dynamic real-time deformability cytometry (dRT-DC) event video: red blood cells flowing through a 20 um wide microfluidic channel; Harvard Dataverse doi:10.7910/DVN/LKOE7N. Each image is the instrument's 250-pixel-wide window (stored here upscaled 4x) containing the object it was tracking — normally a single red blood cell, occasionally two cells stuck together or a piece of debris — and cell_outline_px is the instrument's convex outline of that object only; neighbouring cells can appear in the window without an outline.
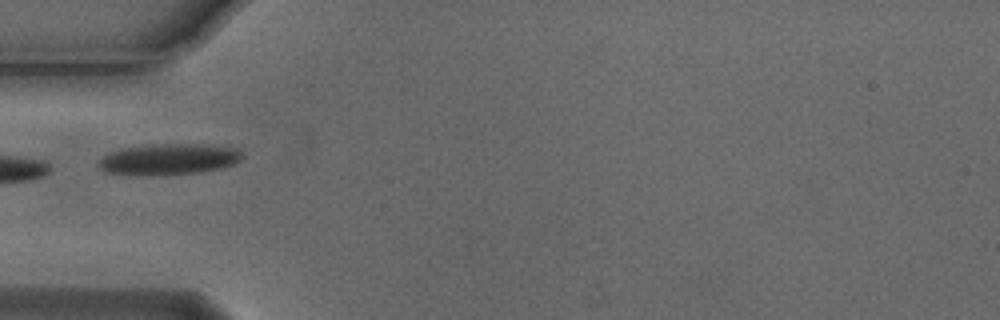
{"species": "Egyptian fruit bat (a non-hibernating species)", "species_latin": "Rousettus aegyptiacus", "temperature_condition": "cold", "stored_images_in_passage": 27, "camera_frame_rate_fps": 3000, "um_per_image_px": 0.085, "animal": {"sex": "male"}, "frame": {"image": 1, "passage_image": 1, "time_ms": 0.0, "image_size_px": [1000, 320], "cell_outline_px": [[244, 156], [236, 164], [224, 168], [200, 172], [152, 176], [136, 176], [104, 172], [100, 168], [100, 160], [108, 152], [120, 148], [160, 144], [208, 144], [236, 148]], "centroid_in_image_um": [14.36, 13.55], "position_along_channel_um": 70.6, "area_um2": 26.47}, "authors_computed_cell_mechanics": {"area_um2": 24.0448, "velocity_mm_per_s": 3.7466, "shape_relaxation_time_tau1_ms": 3.6494, "shape_relaxation_time_tau2_ms": null, "deformation_change_tau1": 0.0905, "deformation_change_tau2": null}}